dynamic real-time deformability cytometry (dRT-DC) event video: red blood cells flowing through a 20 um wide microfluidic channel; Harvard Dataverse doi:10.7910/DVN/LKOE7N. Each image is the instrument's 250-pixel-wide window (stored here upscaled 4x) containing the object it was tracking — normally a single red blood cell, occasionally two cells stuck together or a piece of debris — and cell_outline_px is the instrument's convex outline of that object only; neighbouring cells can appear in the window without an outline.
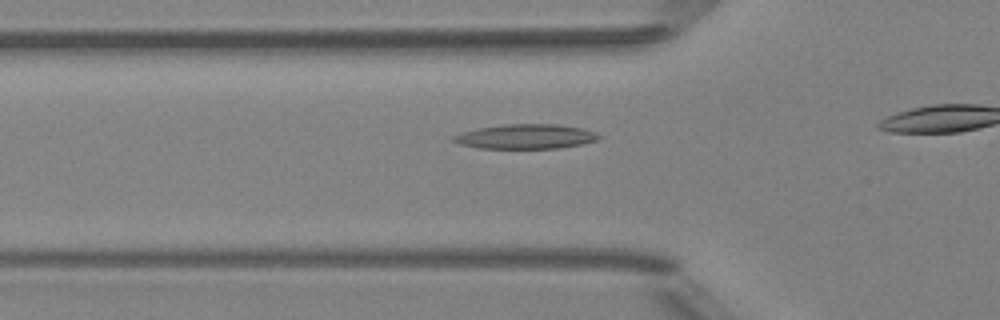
{"species": "Egyptian fruit bat (a non-hibernating species)", "species_latin": "Rousettus aegyptiacus", "temperature_condition": "room temperature", "stored_images_in_passage": 29, "camera_frame_rate_fps": 3000, "um_per_image_px": 0.085, "animal": {"sex": "female"}, "frame": {"image": 1, "passage_image": 6, "time_ms": 1.667, "image_size_px": [1000, 320], "cell_outline_px": [[604, 136], [600, 140], [584, 144], [560, 148], [480, 148], [460, 144], [452, 140], [452, 136], [460, 132], [476, 128], [504, 124], [556, 124], [580, 128], [596, 132]], "centroid_in_image_um": [44.73, 11.6], "position_along_channel_um": 81.1, "area_um2": 21.1}}
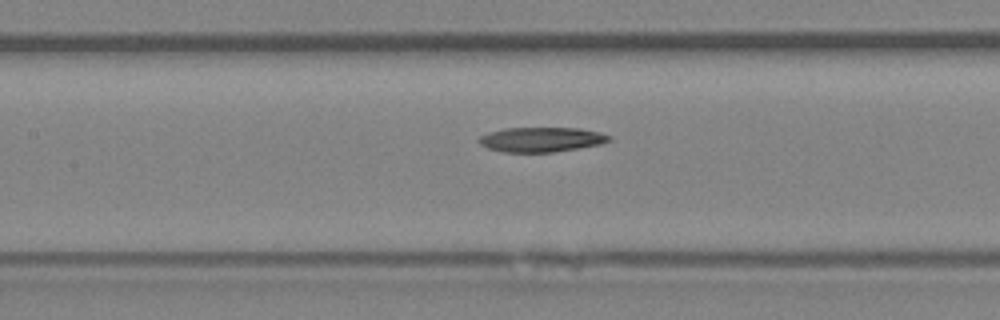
{"frame": {"image": 2, "passage_image": 12, "time_ms": 3.667, "image_size_px": [1000, 320], "cell_outline_px": [[612, 140], [600, 144], [580, 148], [552, 152], [504, 152], [488, 148], [480, 144], [476, 140], [480, 136], [488, 132], [504, 128], [580, 128], [600, 132], [612, 136]], "centroid_in_image_um": [46.02, 11.85], "position_along_channel_um": 161.4, "area_um2": 18.9}}
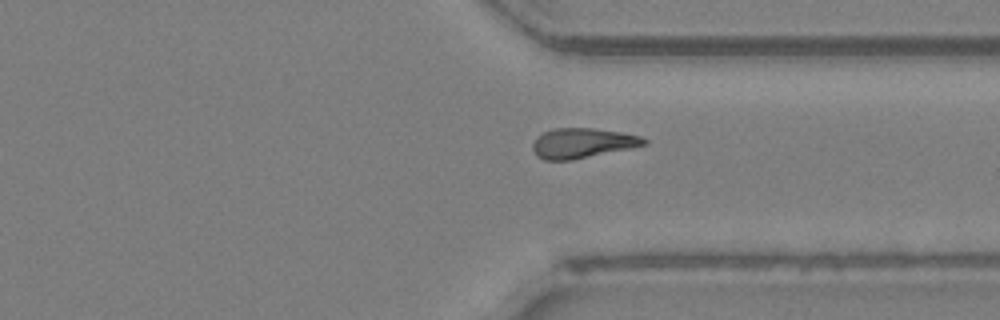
{"frame": {"image": 3, "passage_image": 27, "time_ms": 8.667, "image_size_px": [1000, 320], "cell_outline_px": [[648, 144], [632, 148], [572, 160], [544, 160], [536, 156], [532, 148], [532, 144], [536, 136], [552, 128], [592, 128], [620, 132], [640, 136], [648, 140]], "centroid_in_image_um": [49.49, 12.17], "position_along_channel_um": 361.9, "area_um2": 19.59}}